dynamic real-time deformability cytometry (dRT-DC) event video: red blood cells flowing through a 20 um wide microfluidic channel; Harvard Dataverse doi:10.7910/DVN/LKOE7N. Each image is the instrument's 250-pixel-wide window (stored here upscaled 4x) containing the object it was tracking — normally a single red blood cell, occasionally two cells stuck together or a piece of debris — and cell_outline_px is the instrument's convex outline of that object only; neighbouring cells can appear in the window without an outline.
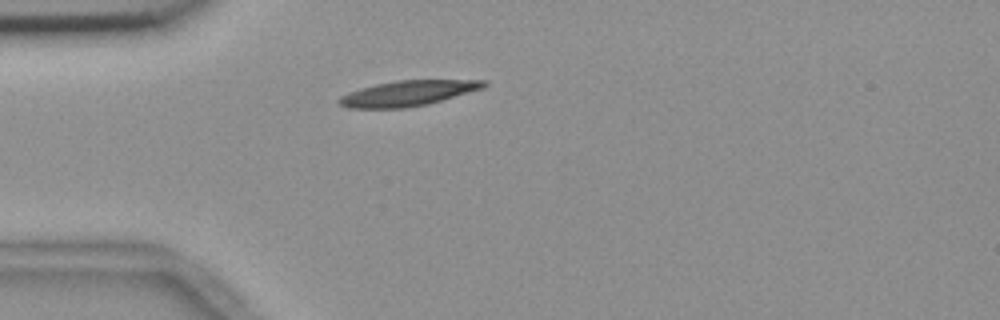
{"species": "common noctule bat (a hibernating species)", "species_latin": "Nyctalus noctula", "temperature_condition": "room temperature", "stored_images_in_passage": 37, "camera_frame_rate_fps": 3000, "um_per_image_px": 0.085, "animal": {"sex": "female", "body_mass_g": 18.4}, "frame": {"image": 1, "passage_image": 2, "time_ms": 0.333, "image_size_px": [1000, 320], "cell_outline_px": [[488, 84], [480, 88], [428, 104], [404, 108], [348, 108], [340, 104], [336, 100], [340, 96], [348, 92], [360, 88], [376, 84], [396, 80], [488, 80]], "centroid_in_image_um": [34.6, 7.92], "position_along_channel_um": 50.4, "area_um2": 21.15}}
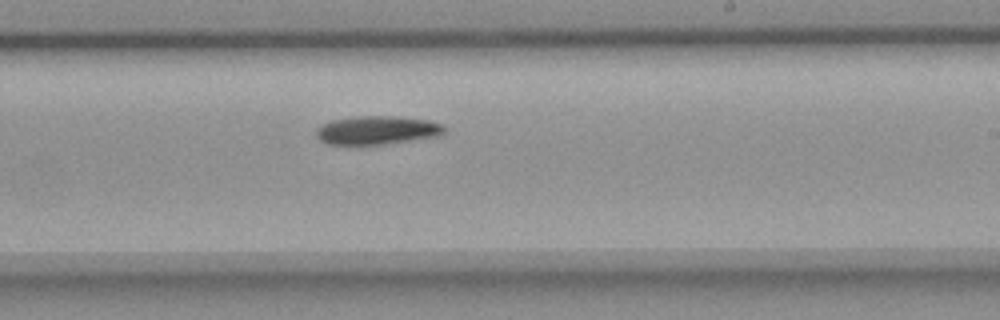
{"frame": {"image": 2, "passage_image": 20, "time_ms": 6.333, "image_size_px": [1000, 320], "cell_outline_px": [[444, 132], [440, 136], [384, 144], [328, 144], [320, 140], [316, 136], [316, 128], [320, 124], [332, 120], [360, 116], [392, 116], [428, 120], [444, 124]], "centroid_in_image_um": [32.05, 11.06], "position_along_channel_um": 257.0, "area_um2": 21.27}}
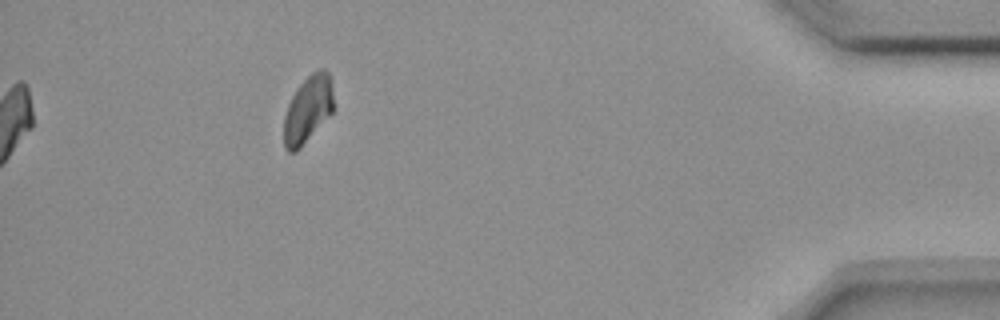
{"frame": {"image": 3, "passage_image": 37, "time_ms": 12.0, "image_size_px": [1000, 320], "cell_outline_px": [[332, 112], [300, 148], [296, 152], [288, 152], [284, 148], [284, 116], [288, 104], [296, 88], [312, 72], [320, 68], [324, 68], [328, 72], [332, 88]], "centroid_in_image_um": [26.14, 9.3], "position_along_channel_um": 409.1, "area_um2": 19.19}, "authors_computed_cell_mechanics": {"area_um2": 21.2704, "velocity_mm_per_s": 3.6476, "shape_relaxation_time_tau1_ms": 3.8901, "shape_relaxation_time_tau2_ms": null, "deformation_change_tau1": 0.1082, "deformation_change_tau2": null}}